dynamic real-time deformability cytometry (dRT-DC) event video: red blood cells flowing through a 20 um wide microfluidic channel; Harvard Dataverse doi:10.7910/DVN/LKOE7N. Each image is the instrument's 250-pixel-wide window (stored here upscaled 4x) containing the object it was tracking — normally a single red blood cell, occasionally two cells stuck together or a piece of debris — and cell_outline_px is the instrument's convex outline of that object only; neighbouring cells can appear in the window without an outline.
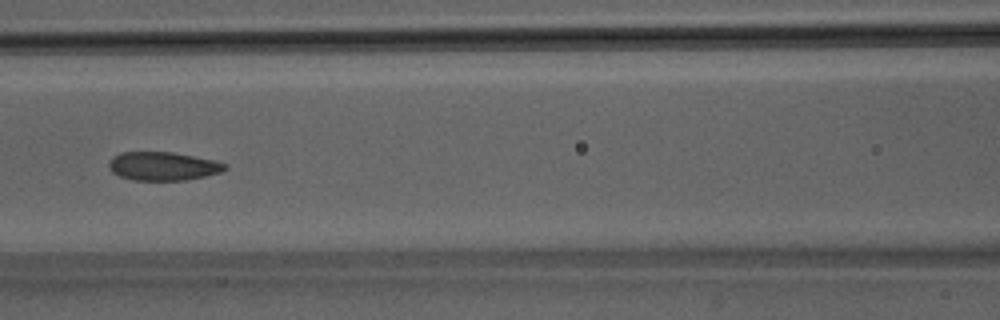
{"species": "Egyptian fruit bat (a non-hibernating species)", "species_latin": "Rousettus aegyptiacus", "temperature_condition": "room temperature", "stored_images_in_passage": 6, "camera_frame_rate_fps": 3000, "um_per_image_px": 0.085, "animal": {"sex": "male"}, "frame": {"image": 1, "passage_image": 6, "time_ms": 1.667, "image_size_px": [1000, 320], "cell_outline_px": [[228, 168], [220, 172], [204, 176], [184, 180], [136, 180], [120, 176], [112, 172], [108, 164], [112, 156], [120, 152], [172, 152], [216, 160], [228, 164]], "centroid_in_image_um": [13.87, 14.11], "position_along_channel_um": 152.7, "area_um2": 19.31}}